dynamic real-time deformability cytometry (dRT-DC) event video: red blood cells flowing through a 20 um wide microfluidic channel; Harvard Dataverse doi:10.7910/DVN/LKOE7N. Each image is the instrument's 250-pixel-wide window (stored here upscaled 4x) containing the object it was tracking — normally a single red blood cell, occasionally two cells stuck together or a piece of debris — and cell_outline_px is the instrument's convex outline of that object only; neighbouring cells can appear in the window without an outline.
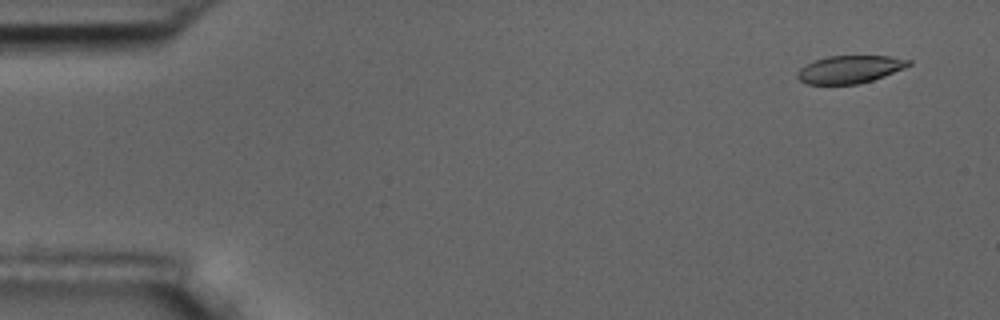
{"species": "common noctule bat (a hibernating species)", "species_latin": "Nyctalus noctula", "temperature_condition": "room temperature", "stored_images_in_passage": 7, "camera_frame_rate_fps": 3000, "um_per_image_px": 0.085, "animal": {"sex": "male", "body_mass_g": 17.5, "forearm_length_mm": 52.3}, "frame": {"image": 1, "passage_image": 2, "time_ms": 1.0, "image_size_px": [1000, 320], "cell_outline_px": [[912, 64], [904, 68], [884, 76], [872, 80], [856, 84], [808, 84], [800, 80], [796, 76], [796, 72], [800, 68], [816, 60], [828, 56], [888, 56], [912, 60]], "centroid_in_image_um": [72.24, 5.89], "position_along_channel_um": 12.8, "area_um2": 17.8}}
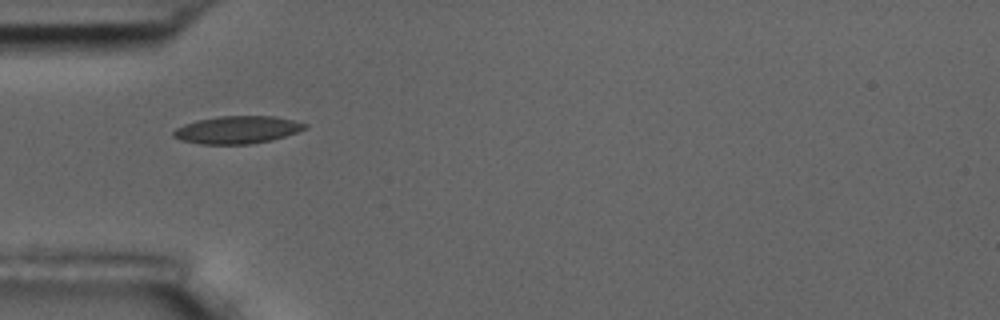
{"frame": {"image": 2, "passage_image": 5, "time_ms": 5.667, "image_size_px": [1000, 320], "cell_outline_px": [[308, 128], [272, 140], [248, 144], [200, 144], [180, 140], [172, 136], [172, 132], [176, 128], [184, 124], [196, 120], [220, 116], [276, 116], [308, 124]], "centroid_in_image_um": [20.15, 11.03], "position_along_channel_um": 64.9, "area_um2": 21.15}}